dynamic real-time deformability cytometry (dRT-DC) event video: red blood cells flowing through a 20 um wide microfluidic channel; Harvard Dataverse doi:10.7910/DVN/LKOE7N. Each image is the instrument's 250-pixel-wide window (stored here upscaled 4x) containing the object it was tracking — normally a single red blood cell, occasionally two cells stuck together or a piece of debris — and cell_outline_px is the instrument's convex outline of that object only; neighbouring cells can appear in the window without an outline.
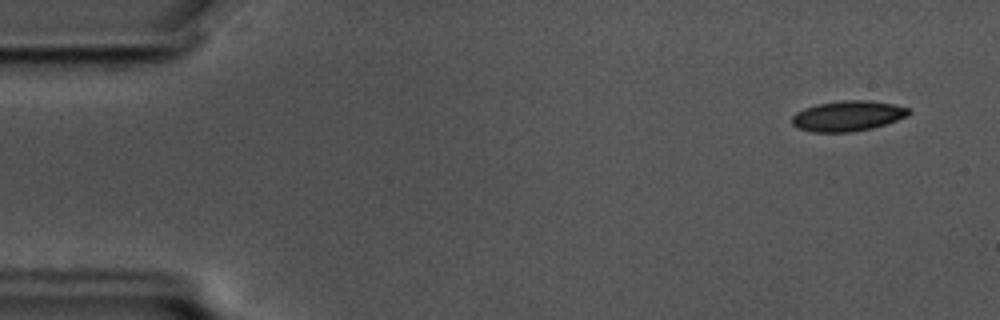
{"species": "common noctule bat (a hibernating species)", "species_latin": "Nyctalus noctula", "temperature_condition": "cold", "stored_images_in_passage": 58, "camera_frame_rate_fps": 3000, "um_per_image_px": 0.085, "animal": {"sex": "male", "body_mass_g": 17.5, "forearm_length_mm": 52.3}, "frame": {"image": 1, "passage_image": 4, "time_ms": 1.0, "image_size_px": [1000, 320], "cell_outline_px": [[912, 112], [908, 116], [872, 128], [852, 132], [812, 132], [796, 128], [792, 124], [792, 116], [796, 112], [804, 108], [816, 104], [840, 100], [868, 100], [892, 104], [908, 108]], "centroid_in_image_um": [72.02, 9.85], "position_along_channel_um": 13.0, "area_um2": 20.75}}
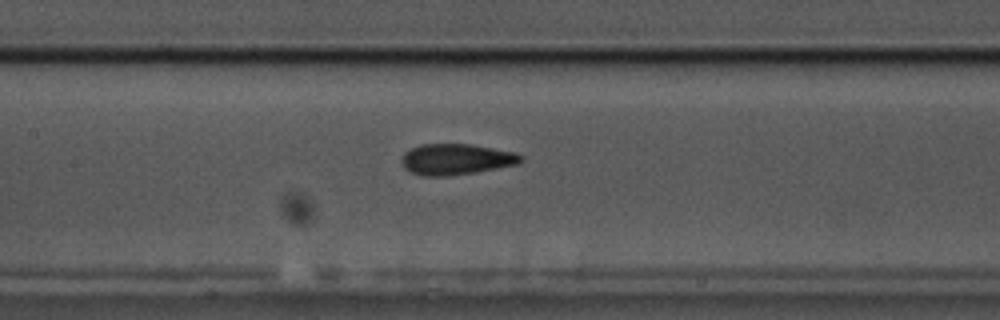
{"frame": {"image": 2, "passage_image": 27, "time_ms": 8.667, "image_size_px": [1000, 320], "cell_outline_px": [[524, 160], [520, 164], [472, 172], [444, 176], [420, 176], [408, 172], [400, 164], [400, 156], [404, 152], [420, 144], [472, 144], [516, 152], [524, 156]], "centroid_in_image_um": [38.74, 13.53], "position_along_channel_um": 168.7, "area_um2": 21.85}}
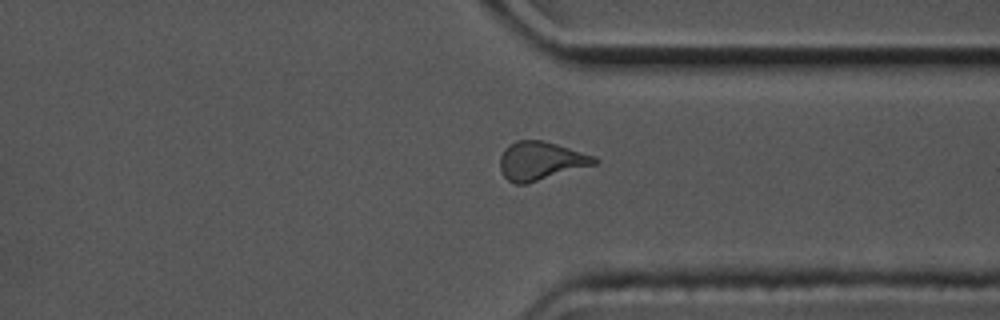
{"frame": {"image": 3, "passage_image": 44, "time_ms": 14.333, "image_size_px": [1000, 320], "cell_outline_px": [[600, 160], [596, 164], [528, 184], [516, 184], [508, 180], [504, 176], [500, 168], [500, 156], [504, 148], [508, 144], [516, 140], [544, 140], [596, 156]], "centroid_in_image_um": [45.96, 13.67], "position_along_channel_um": 365.4, "area_um2": 21.44}, "authors_computed_cell_mechanics": {"area_um2": 21.2415, "velocity_mm_per_s": 3.4826, "shape_relaxation_time_tau1_ms": 6.1023, "shape_relaxation_time_tau2_ms": 2.2751, "deformation_change_tau1": 0.1396, "deformation_change_tau2": 0.0757}}